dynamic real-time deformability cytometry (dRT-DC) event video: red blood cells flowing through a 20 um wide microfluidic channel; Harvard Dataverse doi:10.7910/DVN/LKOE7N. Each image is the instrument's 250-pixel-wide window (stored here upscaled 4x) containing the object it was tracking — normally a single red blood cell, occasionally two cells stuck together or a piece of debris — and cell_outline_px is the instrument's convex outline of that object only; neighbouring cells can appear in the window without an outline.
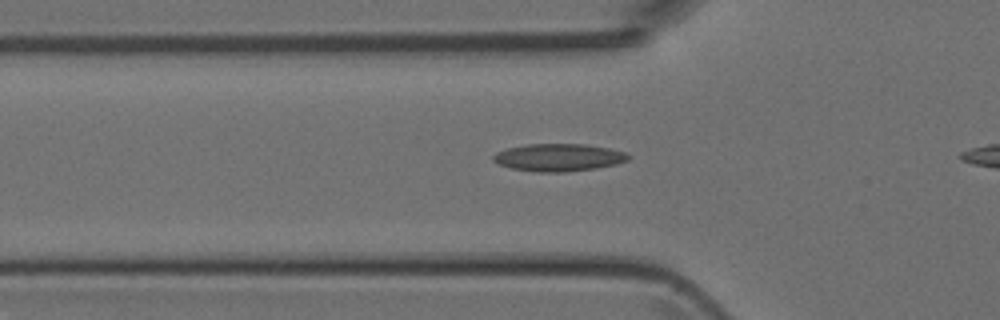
{"species": "Egyptian fruit bat (a non-hibernating species)", "species_latin": "Rousettus aegyptiacus", "temperature_condition": "room temperature", "stored_images_in_passage": 4, "camera_frame_rate_fps": 3000, "um_per_image_px": 0.085, "animal": {"sex": "female"}, "frame": {"image": 1, "passage_image": 2, "time_ms": 0.333, "image_size_px": [1000, 320], "cell_outline_px": [[628, 160], [616, 164], [596, 168], [564, 172], [536, 172], [512, 168], [500, 164], [492, 160], [492, 156], [496, 152], [508, 148], [528, 144], [588, 144], [608, 148], [624, 152], [628, 156]], "centroid_in_image_um": [47.46, 13.38], "position_along_channel_um": 78.3, "area_um2": 21.5}}